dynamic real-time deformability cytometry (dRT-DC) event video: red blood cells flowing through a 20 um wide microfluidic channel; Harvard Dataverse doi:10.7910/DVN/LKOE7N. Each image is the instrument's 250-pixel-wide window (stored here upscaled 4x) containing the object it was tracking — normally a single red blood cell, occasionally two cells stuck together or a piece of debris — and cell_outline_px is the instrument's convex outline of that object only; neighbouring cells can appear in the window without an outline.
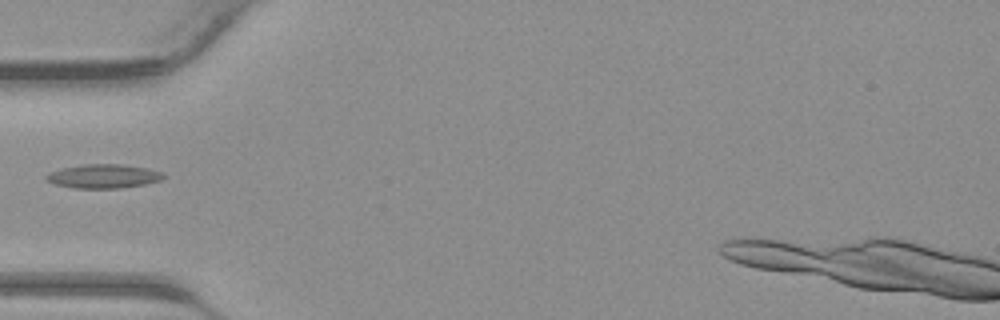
{"species": "common noctule bat (a hibernating species)", "species_latin": "Nyctalus noctula", "temperature_condition": "warm", "stored_images_in_passage": 28, "camera_frame_rate_fps": 3000, "um_per_image_px": 0.085, "animal": {"sex": "male", "body_mass_g": 23.1, "forearm_length_mm": 52.7}, "frame": {"image": 1, "passage_image": 1, "time_ms": 0.0, "image_size_px": [1000, 320], "cell_outline_px": [[164, 176], [160, 180], [144, 184], [120, 188], [76, 188], [56, 184], [44, 180], [44, 176], [48, 172], [80, 164], [120, 164], [148, 168], [164, 172]], "centroid_in_image_um": [8.77, 14.97], "position_along_channel_um": 76.2, "area_um2": 16.36}}
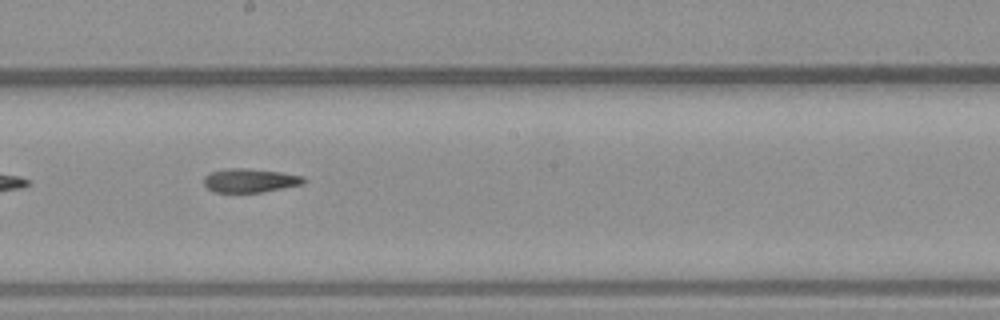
{"frame": {"image": 2, "passage_image": 10, "time_ms": 3.0, "image_size_px": [1000, 320], "cell_outline_px": [[308, 180], [304, 184], [260, 192], [216, 192], [208, 188], [204, 184], [204, 176], [208, 172], [224, 168], [248, 168], [280, 172], [304, 176]], "centroid_in_image_um": [21.25, 15.32], "position_along_channel_um": 226.9, "area_um2": 13.99}}
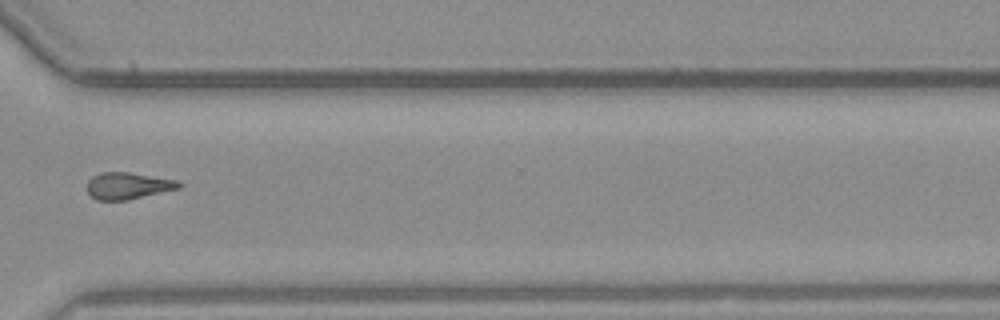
{"frame": {"image": 3, "passage_image": 18, "time_ms": 5.667, "image_size_px": [1000, 320], "cell_outline_px": [[180, 188], [128, 200], [96, 200], [88, 192], [88, 180], [92, 176], [100, 172], [128, 172], [176, 180], [180, 184]], "centroid_in_image_um": [10.84, 15.79], "position_along_channel_um": 359.8, "area_um2": 14.16}}